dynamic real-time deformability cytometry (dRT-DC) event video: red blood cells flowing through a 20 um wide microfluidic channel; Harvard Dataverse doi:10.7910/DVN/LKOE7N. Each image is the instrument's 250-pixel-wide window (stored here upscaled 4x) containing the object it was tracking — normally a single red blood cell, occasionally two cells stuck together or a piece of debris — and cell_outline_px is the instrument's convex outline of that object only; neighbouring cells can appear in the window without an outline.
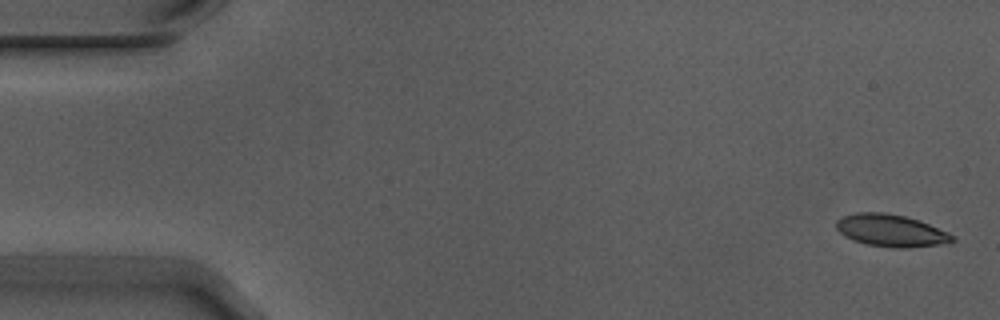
{"species": "Egyptian fruit bat (a non-hibernating species)", "species_latin": "Rousettus aegyptiacus", "temperature_condition": "warm", "stored_images_in_passage": 5, "camera_frame_rate_fps": 3000, "um_per_image_px": 0.085, "animal": {"sex": "male"}, "frame": {"image": 1, "passage_image": 1, "time_ms": 0.0, "image_size_px": [1000, 320], "cell_outline_px": [[956, 240], [940, 244], [908, 248], [892, 248], [868, 244], [844, 236], [836, 228], [836, 220], [844, 216], [856, 212], [884, 212], [904, 216], [920, 220], [948, 232], [956, 236]], "centroid_in_image_um": [75.76, 19.59], "position_along_channel_um": 9.2, "area_um2": 21.79}}
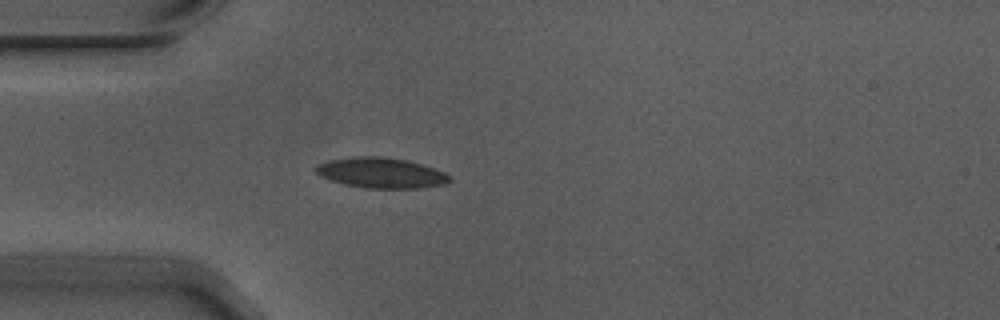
{"frame": {"image": 2, "passage_image": 5, "time_ms": 1.333, "image_size_px": [1000, 320], "cell_outline_px": [[452, 180], [444, 184], [420, 188], [368, 188], [344, 184], [320, 176], [316, 172], [316, 164], [328, 160], [356, 156], [384, 156], [408, 160], [444, 172], [452, 176]], "centroid_in_image_um": [32.4, 14.68], "position_along_channel_um": 52.6, "area_um2": 23.7}}